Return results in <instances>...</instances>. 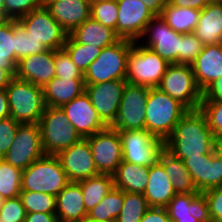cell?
Masks as SVG:
<instances>
[{
	"label": "cell",
	"instance_id": "cell-1",
	"mask_svg": "<svg viewBox=\"0 0 222 222\" xmlns=\"http://www.w3.org/2000/svg\"><path fill=\"white\" fill-rule=\"evenodd\" d=\"M219 145L200 109L188 110L165 140V149L177 158L201 157Z\"/></svg>",
	"mask_w": 222,
	"mask_h": 222
},
{
	"label": "cell",
	"instance_id": "cell-2",
	"mask_svg": "<svg viewBox=\"0 0 222 222\" xmlns=\"http://www.w3.org/2000/svg\"><path fill=\"white\" fill-rule=\"evenodd\" d=\"M187 111L158 87L150 88L146 104V130L165 141Z\"/></svg>",
	"mask_w": 222,
	"mask_h": 222
},
{
	"label": "cell",
	"instance_id": "cell-3",
	"mask_svg": "<svg viewBox=\"0 0 222 222\" xmlns=\"http://www.w3.org/2000/svg\"><path fill=\"white\" fill-rule=\"evenodd\" d=\"M5 90L10 117L20 124H38L45 109L42 87L14 76Z\"/></svg>",
	"mask_w": 222,
	"mask_h": 222
},
{
	"label": "cell",
	"instance_id": "cell-4",
	"mask_svg": "<svg viewBox=\"0 0 222 222\" xmlns=\"http://www.w3.org/2000/svg\"><path fill=\"white\" fill-rule=\"evenodd\" d=\"M68 183L59 159L55 155H44L23 170L21 191L57 196Z\"/></svg>",
	"mask_w": 222,
	"mask_h": 222
},
{
	"label": "cell",
	"instance_id": "cell-5",
	"mask_svg": "<svg viewBox=\"0 0 222 222\" xmlns=\"http://www.w3.org/2000/svg\"><path fill=\"white\" fill-rule=\"evenodd\" d=\"M132 46L133 41L120 39L103 48L83 74L85 84L126 80L127 58Z\"/></svg>",
	"mask_w": 222,
	"mask_h": 222
},
{
	"label": "cell",
	"instance_id": "cell-6",
	"mask_svg": "<svg viewBox=\"0 0 222 222\" xmlns=\"http://www.w3.org/2000/svg\"><path fill=\"white\" fill-rule=\"evenodd\" d=\"M38 124L45 155L56 156L82 139L60 107L45 106Z\"/></svg>",
	"mask_w": 222,
	"mask_h": 222
},
{
	"label": "cell",
	"instance_id": "cell-7",
	"mask_svg": "<svg viewBox=\"0 0 222 222\" xmlns=\"http://www.w3.org/2000/svg\"><path fill=\"white\" fill-rule=\"evenodd\" d=\"M169 64L150 48L133 42L127 58L126 81L149 88L158 87Z\"/></svg>",
	"mask_w": 222,
	"mask_h": 222
},
{
	"label": "cell",
	"instance_id": "cell-8",
	"mask_svg": "<svg viewBox=\"0 0 222 222\" xmlns=\"http://www.w3.org/2000/svg\"><path fill=\"white\" fill-rule=\"evenodd\" d=\"M158 88L187 110L200 109L202 91L196 82L191 65L169 64Z\"/></svg>",
	"mask_w": 222,
	"mask_h": 222
},
{
	"label": "cell",
	"instance_id": "cell-9",
	"mask_svg": "<svg viewBox=\"0 0 222 222\" xmlns=\"http://www.w3.org/2000/svg\"><path fill=\"white\" fill-rule=\"evenodd\" d=\"M118 133L123 161L150 167L158 162L161 152L165 149V141L147 130H122Z\"/></svg>",
	"mask_w": 222,
	"mask_h": 222
},
{
	"label": "cell",
	"instance_id": "cell-10",
	"mask_svg": "<svg viewBox=\"0 0 222 222\" xmlns=\"http://www.w3.org/2000/svg\"><path fill=\"white\" fill-rule=\"evenodd\" d=\"M149 87L126 83L118 113L110 126L116 131L146 130V104Z\"/></svg>",
	"mask_w": 222,
	"mask_h": 222
},
{
	"label": "cell",
	"instance_id": "cell-11",
	"mask_svg": "<svg viewBox=\"0 0 222 222\" xmlns=\"http://www.w3.org/2000/svg\"><path fill=\"white\" fill-rule=\"evenodd\" d=\"M44 155L39 124H20L13 143L2 159L23 171Z\"/></svg>",
	"mask_w": 222,
	"mask_h": 222
},
{
	"label": "cell",
	"instance_id": "cell-12",
	"mask_svg": "<svg viewBox=\"0 0 222 222\" xmlns=\"http://www.w3.org/2000/svg\"><path fill=\"white\" fill-rule=\"evenodd\" d=\"M35 39L43 43L48 49L58 50L63 48L68 33L51 16L44 4L27 13L17 20Z\"/></svg>",
	"mask_w": 222,
	"mask_h": 222
},
{
	"label": "cell",
	"instance_id": "cell-13",
	"mask_svg": "<svg viewBox=\"0 0 222 222\" xmlns=\"http://www.w3.org/2000/svg\"><path fill=\"white\" fill-rule=\"evenodd\" d=\"M181 35V33H177L170 28L160 15H155L146 26L145 31L138 42L141 41L140 44L142 46L150 48L168 63L178 64Z\"/></svg>",
	"mask_w": 222,
	"mask_h": 222
},
{
	"label": "cell",
	"instance_id": "cell-14",
	"mask_svg": "<svg viewBox=\"0 0 222 222\" xmlns=\"http://www.w3.org/2000/svg\"><path fill=\"white\" fill-rule=\"evenodd\" d=\"M85 139L90 145L98 173L113 175L123 161L118 131L109 126Z\"/></svg>",
	"mask_w": 222,
	"mask_h": 222
},
{
	"label": "cell",
	"instance_id": "cell-15",
	"mask_svg": "<svg viewBox=\"0 0 222 222\" xmlns=\"http://www.w3.org/2000/svg\"><path fill=\"white\" fill-rule=\"evenodd\" d=\"M126 80L85 84V92L102 122L111 126L117 116Z\"/></svg>",
	"mask_w": 222,
	"mask_h": 222
},
{
	"label": "cell",
	"instance_id": "cell-16",
	"mask_svg": "<svg viewBox=\"0 0 222 222\" xmlns=\"http://www.w3.org/2000/svg\"><path fill=\"white\" fill-rule=\"evenodd\" d=\"M198 192L222 186V147L219 145L214 151L201 157L180 158Z\"/></svg>",
	"mask_w": 222,
	"mask_h": 222
},
{
	"label": "cell",
	"instance_id": "cell-17",
	"mask_svg": "<svg viewBox=\"0 0 222 222\" xmlns=\"http://www.w3.org/2000/svg\"><path fill=\"white\" fill-rule=\"evenodd\" d=\"M117 4V36L138 42L155 15L140 0H117Z\"/></svg>",
	"mask_w": 222,
	"mask_h": 222
},
{
	"label": "cell",
	"instance_id": "cell-18",
	"mask_svg": "<svg viewBox=\"0 0 222 222\" xmlns=\"http://www.w3.org/2000/svg\"><path fill=\"white\" fill-rule=\"evenodd\" d=\"M56 157L59 159L69 182H79L99 175L86 139H81L76 144L59 152Z\"/></svg>",
	"mask_w": 222,
	"mask_h": 222
},
{
	"label": "cell",
	"instance_id": "cell-19",
	"mask_svg": "<svg viewBox=\"0 0 222 222\" xmlns=\"http://www.w3.org/2000/svg\"><path fill=\"white\" fill-rule=\"evenodd\" d=\"M82 139L105 129L86 92L60 107Z\"/></svg>",
	"mask_w": 222,
	"mask_h": 222
},
{
	"label": "cell",
	"instance_id": "cell-20",
	"mask_svg": "<svg viewBox=\"0 0 222 222\" xmlns=\"http://www.w3.org/2000/svg\"><path fill=\"white\" fill-rule=\"evenodd\" d=\"M55 50L32 54L19 60L15 76L44 87L55 75Z\"/></svg>",
	"mask_w": 222,
	"mask_h": 222
},
{
	"label": "cell",
	"instance_id": "cell-21",
	"mask_svg": "<svg viewBox=\"0 0 222 222\" xmlns=\"http://www.w3.org/2000/svg\"><path fill=\"white\" fill-rule=\"evenodd\" d=\"M43 4L68 34L91 16L90 1L44 0Z\"/></svg>",
	"mask_w": 222,
	"mask_h": 222
},
{
	"label": "cell",
	"instance_id": "cell-22",
	"mask_svg": "<svg viewBox=\"0 0 222 222\" xmlns=\"http://www.w3.org/2000/svg\"><path fill=\"white\" fill-rule=\"evenodd\" d=\"M165 208L172 222L186 218L211 222L206 196L202 192L176 194Z\"/></svg>",
	"mask_w": 222,
	"mask_h": 222
},
{
	"label": "cell",
	"instance_id": "cell-23",
	"mask_svg": "<svg viewBox=\"0 0 222 222\" xmlns=\"http://www.w3.org/2000/svg\"><path fill=\"white\" fill-rule=\"evenodd\" d=\"M196 82L203 92L222 76V43L204 45L202 52L191 64Z\"/></svg>",
	"mask_w": 222,
	"mask_h": 222
},
{
	"label": "cell",
	"instance_id": "cell-24",
	"mask_svg": "<svg viewBox=\"0 0 222 222\" xmlns=\"http://www.w3.org/2000/svg\"><path fill=\"white\" fill-rule=\"evenodd\" d=\"M149 207L165 208L176 195L171 178L157 162L149 167L148 184L143 193Z\"/></svg>",
	"mask_w": 222,
	"mask_h": 222
},
{
	"label": "cell",
	"instance_id": "cell-25",
	"mask_svg": "<svg viewBox=\"0 0 222 222\" xmlns=\"http://www.w3.org/2000/svg\"><path fill=\"white\" fill-rule=\"evenodd\" d=\"M56 216L58 222H78L87 215L81 186L69 182L56 196Z\"/></svg>",
	"mask_w": 222,
	"mask_h": 222
},
{
	"label": "cell",
	"instance_id": "cell-26",
	"mask_svg": "<svg viewBox=\"0 0 222 222\" xmlns=\"http://www.w3.org/2000/svg\"><path fill=\"white\" fill-rule=\"evenodd\" d=\"M84 79L54 77L43 88L45 106L61 107L85 92Z\"/></svg>",
	"mask_w": 222,
	"mask_h": 222
},
{
	"label": "cell",
	"instance_id": "cell-27",
	"mask_svg": "<svg viewBox=\"0 0 222 222\" xmlns=\"http://www.w3.org/2000/svg\"><path fill=\"white\" fill-rule=\"evenodd\" d=\"M69 35L78 43L101 49L114 45L120 40L115 31L89 17Z\"/></svg>",
	"mask_w": 222,
	"mask_h": 222
},
{
	"label": "cell",
	"instance_id": "cell-28",
	"mask_svg": "<svg viewBox=\"0 0 222 222\" xmlns=\"http://www.w3.org/2000/svg\"><path fill=\"white\" fill-rule=\"evenodd\" d=\"M193 33L204 44L222 43V4L210 2L202 10Z\"/></svg>",
	"mask_w": 222,
	"mask_h": 222
},
{
	"label": "cell",
	"instance_id": "cell-29",
	"mask_svg": "<svg viewBox=\"0 0 222 222\" xmlns=\"http://www.w3.org/2000/svg\"><path fill=\"white\" fill-rule=\"evenodd\" d=\"M113 176L114 187L129 193H144L148 184L149 167L122 161Z\"/></svg>",
	"mask_w": 222,
	"mask_h": 222
},
{
	"label": "cell",
	"instance_id": "cell-30",
	"mask_svg": "<svg viewBox=\"0 0 222 222\" xmlns=\"http://www.w3.org/2000/svg\"><path fill=\"white\" fill-rule=\"evenodd\" d=\"M158 162L163 166L166 174L171 178L176 194L199 193L193 183L190 172L180 158L173 156L164 149L160 154Z\"/></svg>",
	"mask_w": 222,
	"mask_h": 222
},
{
	"label": "cell",
	"instance_id": "cell-31",
	"mask_svg": "<svg viewBox=\"0 0 222 222\" xmlns=\"http://www.w3.org/2000/svg\"><path fill=\"white\" fill-rule=\"evenodd\" d=\"M201 10L194 8H181L166 3L160 17L175 32L181 34L193 33L198 25Z\"/></svg>",
	"mask_w": 222,
	"mask_h": 222
},
{
	"label": "cell",
	"instance_id": "cell-32",
	"mask_svg": "<svg viewBox=\"0 0 222 222\" xmlns=\"http://www.w3.org/2000/svg\"><path fill=\"white\" fill-rule=\"evenodd\" d=\"M81 186L86 212L93 209L113 189V176L99 174L78 182Z\"/></svg>",
	"mask_w": 222,
	"mask_h": 222
},
{
	"label": "cell",
	"instance_id": "cell-33",
	"mask_svg": "<svg viewBox=\"0 0 222 222\" xmlns=\"http://www.w3.org/2000/svg\"><path fill=\"white\" fill-rule=\"evenodd\" d=\"M124 205V191L113 187L87 216L104 222H115Z\"/></svg>",
	"mask_w": 222,
	"mask_h": 222
},
{
	"label": "cell",
	"instance_id": "cell-34",
	"mask_svg": "<svg viewBox=\"0 0 222 222\" xmlns=\"http://www.w3.org/2000/svg\"><path fill=\"white\" fill-rule=\"evenodd\" d=\"M0 68L16 69L14 20L0 22Z\"/></svg>",
	"mask_w": 222,
	"mask_h": 222
},
{
	"label": "cell",
	"instance_id": "cell-35",
	"mask_svg": "<svg viewBox=\"0 0 222 222\" xmlns=\"http://www.w3.org/2000/svg\"><path fill=\"white\" fill-rule=\"evenodd\" d=\"M63 48L68 52L72 62L80 70L85 73L88 66L99 56L101 48L91 47L76 42L69 34Z\"/></svg>",
	"mask_w": 222,
	"mask_h": 222
},
{
	"label": "cell",
	"instance_id": "cell-36",
	"mask_svg": "<svg viewBox=\"0 0 222 222\" xmlns=\"http://www.w3.org/2000/svg\"><path fill=\"white\" fill-rule=\"evenodd\" d=\"M14 37L17 65L19 60L26 56L49 50L43 43H40V41L26 32L25 28L17 20H14Z\"/></svg>",
	"mask_w": 222,
	"mask_h": 222
},
{
	"label": "cell",
	"instance_id": "cell-37",
	"mask_svg": "<svg viewBox=\"0 0 222 222\" xmlns=\"http://www.w3.org/2000/svg\"><path fill=\"white\" fill-rule=\"evenodd\" d=\"M22 170L0 159V195L15 198L21 192Z\"/></svg>",
	"mask_w": 222,
	"mask_h": 222
},
{
	"label": "cell",
	"instance_id": "cell-38",
	"mask_svg": "<svg viewBox=\"0 0 222 222\" xmlns=\"http://www.w3.org/2000/svg\"><path fill=\"white\" fill-rule=\"evenodd\" d=\"M149 208L142 193L124 192V205L115 222H140Z\"/></svg>",
	"mask_w": 222,
	"mask_h": 222
},
{
	"label": "cell",
	"instance_id": "cell-39",
	"mask_svg": "<svg viewBox=\"0 0 222 222\" xmlns=\"http://www.w3.org/2000/svg\"><path fill=\"white\" fill-rule=\"evenodd\" d=\"M27 213L56 214V196L32 191H21L19 194Z\"/></svg>",
	"mask_w": 222,
	"mask_h": 222
},
{
	"label": "cell",
	"instance_id": "cell-40",
	"mask_svg": "<svg viewBox=\"0 0 222 222\" xmlns=\"http://www.w3.org/2000/svg\"><path fill=\"white\" fill-rule=\"evenodd\" d=\"M97 22L109 27L117 34L118 4L112 2L91 3V16Z\"/></svg>",
	"mask_w": 222,
	"mask_h": 222
},
{
	"label": "cell",
	"instance_id": "cell-41",
	"mask_svg": "<svg viewBox=\"0 0 222 222\" xmlns=\"http://www.w3.org/2000/svg\"><path fill=\"white\" fill-rule=\"evenodd\" d=\"M200 110L204 113L215 139L222 145V101H201Z\"/></svg>",
	"mask_w": 222,
	"mask_h": 222
},
{
	"label": "cell",
	"instance_id": "cell-42",
	"mask_svg": "<svg viewBox=\"0 0 222 222\" xmlns=\"http://www.w3.org/2000/svg\"><path fill=\"white\" fill-rule=\"evenodd\" d=\"M44 0H4V19L18 20L43 5Z\"/></svg>",
	"mask_w": 222,
	"mask_h": 222
},
{
	"label": "cell",
	"instance_id": "cell-43",
	"mask_svg": "<svg viewBox=\"0 0 222 222\" xmlns=\"http://www.w3.org/2000/svg\"><path fill=\"white\" fill-rule=\"evenodd\" d=\"M203 47L204 44L194 33L182 34L178 64L191 65L202 52Z\"/></svg>",
	"mask_w": 222,
	"mask_h": 222
},
{
	"label": "cell",
	"instance_id": "cell-44",
	"mask_svg": "<svg viewBox=\"0 0 222 222\" xmlns=\"http://www.w3.org/2000/svg\"><path fill=\"white\" fill-rule=\"evenodd\" d=\"M55 72L58 78L84 79L83 73L72 62L68 52L64 49L55 50Z\"/></svg>",
	"mask_w": 222,
	"mask_h": 222
},
{
	"label": "cell",
	"instance_id": "cell-45",
	"mask_svg": "<svg viewBox=\"0 0 222 222\" xmlns=\"http://www.w3.org/2000/svg\"><path fill=\"white\" fill-rule=\"evenodd\" d=\"M26 215V209L19 196L5 199L0 208V219L2 222H24Z\"/></svg>",
	"mask_w": 222,
	"mask_h": 222
},
{
	"label": "cell",
	"instance_id": "cell-46",
	"mask_svg": "<svg viewBox=\"0 0 222 222\" xmlns=\"http://www.w3.org/2000/svg\"><path fill=\"white\" fill-rule=\"evenodd\" d=\"M19 125L20 123L10 116L0 119V159L3 158L13 143Z\"/></svg>",
	"mask_w": 222,
	"mask_h": 222
},
{
	"label": "cell",
	"instance_id": "cell-47",
	"mask_svg": "<svg viewBox=\"0 0 222 222\" xmlns=\"http://www.w3.org/2000/svg\"><path fill=\"white\" fill-rule=\"evenodd\" d=\"M203 193L206 196L211 222H222V186Z\"/></svg>",
	"mask_w": 222,
	"mask_h": 222
},
{
	"label": "cell",
	"instance_id": "cell-48",
	"mask_svg": "<svg viewBox=\"0 0 222 222\" xmlns=\"http://www.w3.org/2000/svg\"><path fill=\"white\" fill-rule=\"evenodd\" d=\"M202 101H222V76L202 92Z\"/></svg>",
	"mask_w": 222,
	"mask_h": 222
},
{
	"label": "cell",
	"instance_id": "cell-49",
	"mask_svg": "<svg viewBox=\"0 0 222 222\" xmlns=\"http://www.w3.org/2000/svg\"><path fill=\"white\" fill-rule=\"evenodd\" d=\"M140 222H172L166 208L150 207Z\"/></svg>",
	"mask_w": 222,
	"mask_h": 222
},
{
	"label": "cell",
	"instance_id": "cell-50",
	"mask_svg": "<svg viewBox=\"0 0 222 222\" xmlns=\"http://www.w3.org/2000/svg\"><path fill=\"white\" fill-rule=\"evenodd\" d=\"M170 5L181 8H194L202 10L211 0H167Z\"/></svg>",
	"mask_w": 222,
	"mask_h": 222
},
{
	"label": "cell",
	"instance_id": "cell-51",
	"mask_svg": "<svg viewBox=\"0 0 222 222\" xmlns=\"http://www.w3.org/2000/svg\"><path fill=\"white\" fill-rule=\"evenodd\" d=\"M24 222H58L56 214L27 213Z\"/></svg>",
	"mask_w": 222,
	"mask_h": 222
},
{
	"label": "cell",
	"instance_id": "cell-52",
	"mask_svg": "<svg viewBox=\"0 0 222 222\" xmlns=\"http://www.w3.org/2000/svg\"><path fill=\"white\" fill-rule=\"evenodd\" d=\"M154 15H160L167 0H140Z\"/></svg>",
	"mask_w": 222,
	"mask_h": 222
},
{
	"label": "cell",
	"instance_id": "cell-53",
	"mask_svg": "<svg viewBox=\"0 0 222 222\" xmlns=\"http://www.w3.org/2000/svg\"><path fill=\"white\" fill-rule=\"evenodd\" d=\"M16 69H2L0 68V91L5 90L11 81V79L15 76Z\"/></svg>",
	"mask_w": 222,
	"mask_h": 222
},
{
	"label": "cell",
	"instance_id": "cell-54",
	"mask_svg": "<svg viewBox=\"0 0 222 222\" xmlns=\"http://www.w3.org/2000/svg\"><path fill=\"white\" fill-rule=\"evenodd\" d=\"M10 116L8 97L6 90L0 91V119L7 118Z\"/></svg>",
	"mask_w": 222,
	"mask_h": 222
},
{
	"label": "cell",
	"instance_id": "cell-55",
	"mask_svg": "<svg viewBox=\"0 0 222 222\" xmlns=\"http://www.w3.org/2000/svg\"><path fill=\"white\" fill-rule=\"evenodd\" d=\"M78 222H104V221H98V220H96V219H93V218H91V217H89V216H85V217H83L80 221H78Z\"/></svg>",
	"mask_w": 222,
	"mask_h": 222
},
{
	"label": "cell",
	"instance_id": "cell-56",
	"mask_svg": "<svg viewBox=\"0 0 222 222\" xmlns=\"http://www.w3.org/2000/svg\"><path fill=\"white\" fill-rule=\"evenodd\" d=\"M175 222H199L195 218L177 219Z\"/></svg>",
	"mask_w": 222,
	"mask_h": 222
},
{
	"label": "cell",
	"instance_id": "cell-57",
	"mask_svg": "<svg viewBox=\"0 0 222 222\" xmlns=\"http://www.w3.org/2000/svg\"><path fill=\"white\" fill-rule=\"evenodd\" d=\"M0 14L4 19V0H0Z\"/></svg>",
	"mask_w": 222,
	"mask_h": 222
},
{
	"label": "cell",
	"instance_id": "cell-58",
	"mask_svg": "<svg viewBox=\"0 0 222 222\" xmlns=\"http://www.w3.org/2000/svg\"><path fill=\"white\" fill-rule=\"evenodd\" d=\"M91 3H99V2H112L115 0H89Z\"/></svg>",
	"mask_w": 222,
	"mask_h": 222
},
{
	"label": "cell",
	"instance_id": "cell-59",
	"mask_svg": "<svg viewBox=\"0 0 222 222\" xmlns=\"http://www.w3.org/2000/svg\"><path fill=\"white\" fill-rule=\"evenodd\" d=\"M4 198L0 195V208L2 207L3 203H4Z\"/></svg>",
	"mask_w": 222,
	"mask_h": 222
},
{
	"label": "cell",
	"instance_id": "cell-60",
	"mask_svg": "<svg viewBox=\"0 0 222 222\" xmlns=\"http://www.w3.org/2000/svg\"><path fill=\"white\" fill-rule=\"evenodd\" d=\"M212 2H214V3H220V4H222V0H211Z\"/></svg>",
	"mask_w": 222,
	"mask_h": 222
},
{
	"label": "cell",
	"instance_id": "cell-61",
	"mask_svg": "<svg viewBox=\"0 0 222 222\" xmlns=\"http://www.w3.org/2000/svg\"><path fill=\"white\" fill-rule=\"evenodd\" d=\"M3 20H4V19H3L2 15L0 14V22L3 21Z\"/></svg>",
	"mask_w": 222,
	"mask_h": 222
}]
</instances>
